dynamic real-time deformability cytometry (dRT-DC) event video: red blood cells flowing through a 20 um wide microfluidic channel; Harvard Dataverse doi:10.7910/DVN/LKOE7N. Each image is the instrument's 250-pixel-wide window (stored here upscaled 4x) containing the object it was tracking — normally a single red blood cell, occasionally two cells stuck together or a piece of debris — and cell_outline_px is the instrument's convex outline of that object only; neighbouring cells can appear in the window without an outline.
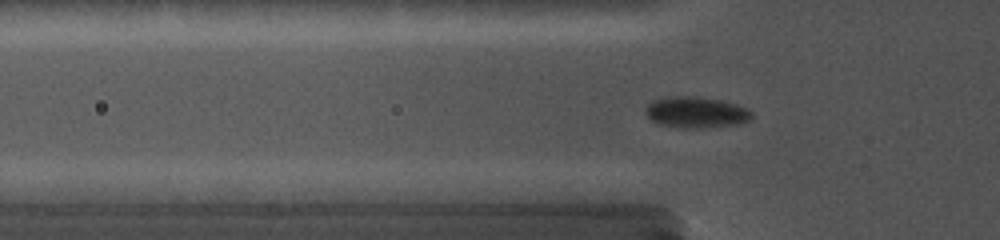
{"species": "common noctule bat (a hibernating species)", "species_latin": "Nyctalus noctula", "temperature_condition": "cold", "stored_images_in_passage": 28, "camera_frame_rate_fps": 5000, "um_per_image_px": 0.085, "animal": {"sex": "female", "body_mass_g": 19.0, "forearm_length_mm": 56.7}, "frame": {"image": 1, "passage_image": 14, "time_ms": 2.0, "image_size_px": [1000, 240], "cell_outline_px": [[752, 116], [748, 120], [740, 124], [700, 128], [684, 128], [656, 124], [644, 112], [644, 108], [652, 100], [664, 96], [696, 96], [720, 100], [736, 104], [748, 108], [752, 112]], "centroid_in_image_um": [59.13, 9.54], "position_along_channel_um": 66.7, "area_um2": 19.54}}
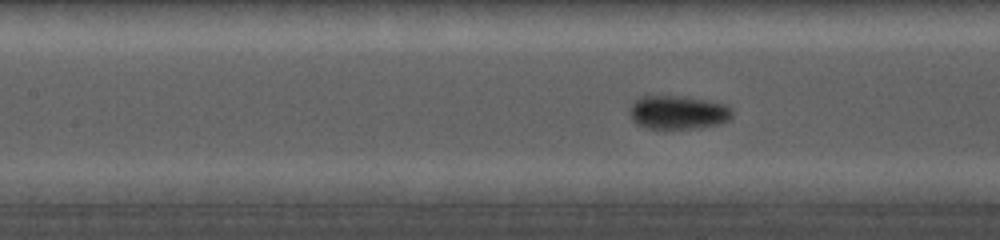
{"frame": {"image": 2, "passage_image": 28, "time_ms": 4.2, "image_size_px": [1000, 240], "cell_outline_px": [[732, 120], [720, 124], [696, 128], [648, 128], [636, 124], [632, 120], [632, 104], [640, 96], [688, 96], [724, 104], [732, 112]], "centroid_in_image_um": [57.67, 9.55], "position_along_channel_um": 149.7, "area_um2": 19.94}}